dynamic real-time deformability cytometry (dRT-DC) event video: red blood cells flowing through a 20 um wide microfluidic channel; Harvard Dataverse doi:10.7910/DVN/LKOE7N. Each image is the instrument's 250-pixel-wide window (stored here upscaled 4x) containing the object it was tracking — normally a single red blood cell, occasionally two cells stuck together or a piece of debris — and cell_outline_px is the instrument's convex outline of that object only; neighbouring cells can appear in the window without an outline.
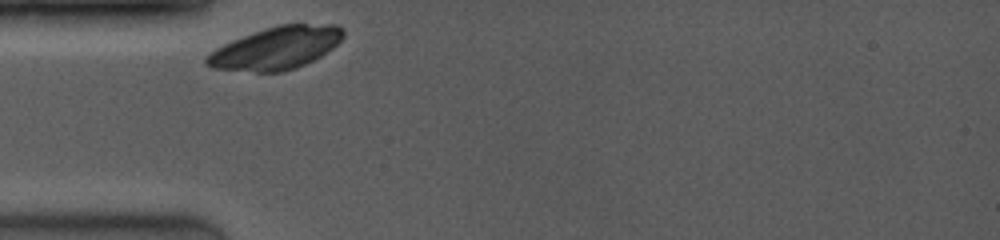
{"species": "common noctule bat (a hibernating species)", "species_latin": "Nyctalus noctula", "temperature_condition": "room temperature", "stored_images_in_passage": 9, "camera_frame_rate_fps": 4000, "um_per_image_px": 0.085, "animal": {"sex": "female", "body_mass_g": 19.0, "forearm_length_mm": 53.3}, "frame": {"image": 1, "passage_image": 1, "time_ms": 0.0, "image_size_px": [1000, 240], "cell_outline_px": [[344, 36], [332, 48], [320, 56], [304, 64], [280, 72], [256, 72], [212, 68], [204, 64], [204, 60], [216, 48], [232, 40], [264, 28], [280, 24], [336, 24], [344, 28]], "centroid_in_image_um": [23.47, 4.07], "position_along_channel_um": 61.5, "area_um2": 33.58}}